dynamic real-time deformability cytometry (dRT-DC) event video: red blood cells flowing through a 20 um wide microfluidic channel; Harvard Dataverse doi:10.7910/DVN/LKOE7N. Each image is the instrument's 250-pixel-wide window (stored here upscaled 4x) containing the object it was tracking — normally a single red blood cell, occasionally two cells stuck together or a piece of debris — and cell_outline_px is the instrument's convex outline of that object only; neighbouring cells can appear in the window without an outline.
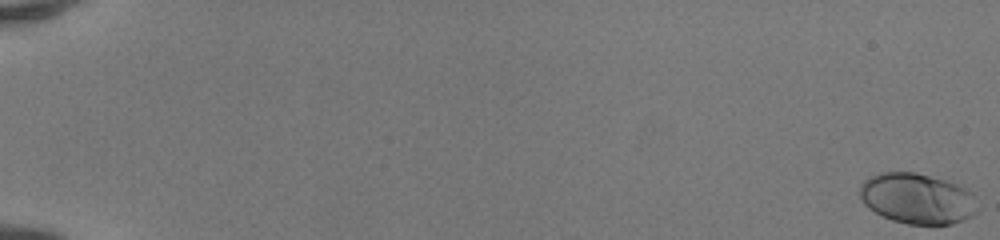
{"species": "human", "species_latin": "Homo sapiens", "temperature_condition": "room temperature", "stored_images_in_passage": 52, "camera_frame_rate_fps": 3000, "um_per_image_px": 0.085, "donor": {"sex": "female"}, "frame": {"image": 1, "passage_image": 1, "time_ms": 0.0, "image_size_px": [1000, 240], "cell_outline_px": [[976, 212], [972, 216], [964, 220], [952, 224], [908, 224], [892, 220], [868, 208], [860, 200], [860, 184], [864, 180], [880, 172], [916, 172], [944, 180], [956, 184], [972, 192]], "centroid_in_image_um": [77.93, 16.87], "position_along_channel_um": 7.1, "area_um2": 34.51}}
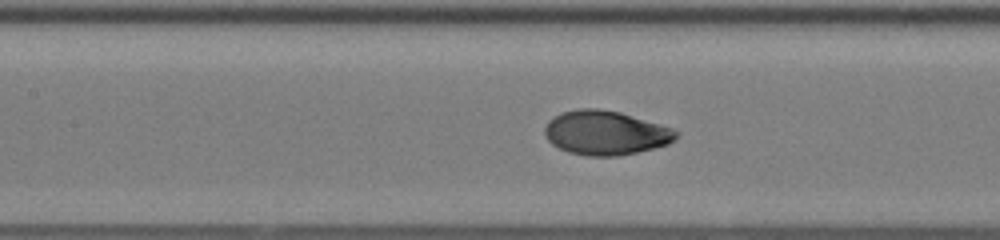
{"frame": {"image": 2, "passage_image": 27, "time_ms": 8.667, "image_size_px": [1000, 240], "cell_outline_px": [[680, 136], [676, 140], [668, 144], [620, 156], [588, 156], [568, 152], [552, 144], [544, 136], [544, 128], [548, 120], [560, 112], [576, 108], [600, 108], [620, 112], [672, 128], [680, 132]], "centroid_in_image_um": [51.46, 11.28], "position_along_channel_um": 155.9, "area_um2": 34.16}}
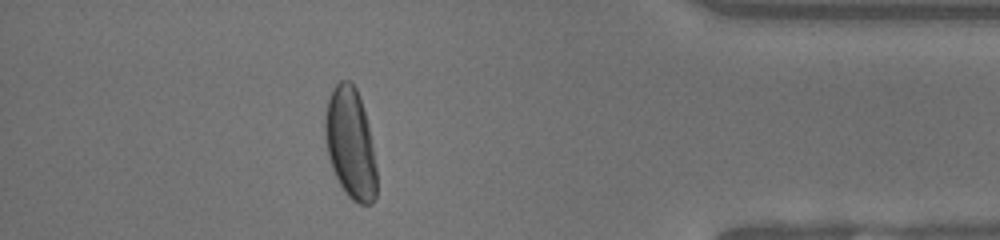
{"frame": {"image": 3, "passage_image": 47, "time_ms": 15.333, "image_size_px": [1000, 240], "cell_outline_px": [[376, 196], [372, 204], [360, 204], [352, 200], [344, 192], [332, 168], [328, 156], [324, 136], [324, 124], [328, 100], [332, 88], [340, 80], [348, 80], [356, 88], [368, 124], [376, 168]], "centroid_in_image_um": [29.77, 12.21], "position_along_channel_um": 405.4, "area_um2": 33.06}, "authors_computed_cell_mechanics": {"area_um2": 33.4951, "velocity_mm_per_s": 4.1807, "shape_relaxation_time_tau1_ms": 2.6501, "shape_relaxation_time_tau2_ms": null, "deformation_change_tau1": 0.1821, "deformation_change_tau2": null}}